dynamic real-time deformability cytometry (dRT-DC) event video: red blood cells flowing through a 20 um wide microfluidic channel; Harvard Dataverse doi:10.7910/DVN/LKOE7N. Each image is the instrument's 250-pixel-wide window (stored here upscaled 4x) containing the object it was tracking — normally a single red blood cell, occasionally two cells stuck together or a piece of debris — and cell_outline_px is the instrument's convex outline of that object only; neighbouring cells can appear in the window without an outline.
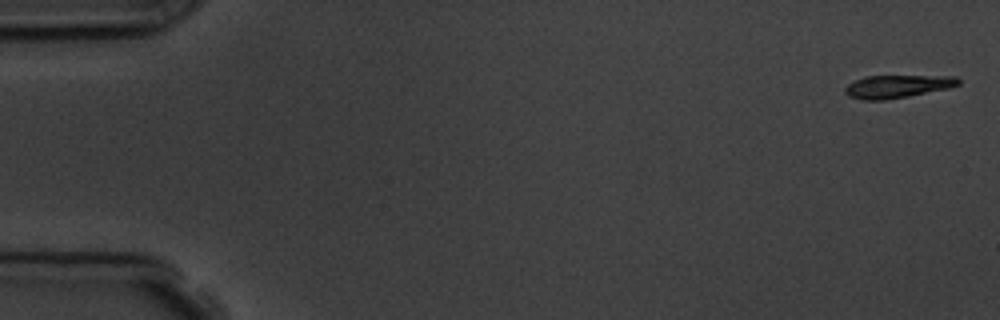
{"species": "common noctule bat (a hibernating species)", "species_latin": "Nyctalus noctula", "temperature_condition": "room temperature", "stored_images_in_passage": 5, "camera_frame_rate_fps": 3000, "um_per_image_px": 0.085, "animal": {"sex": "male", "body_mass_g": 19.5, "forearm_length_mm": 54.6}, "frame": {"image": 1, "passage_image": 1, "time_ms": 0.0, "image_size_px": [1000, 320], "cell_outline_px": [[960, 84], [948, 88], [908, 96], [884, 100], [864, 100], [848, 96], [844, 92], [844, 88], [848, 84], [864, 76], [956, 76], [960, 80]], "centroid_in_image_um": [76.25, 7.34], "position_along_channel_um": 8.7, "area_um2": 15.03}}
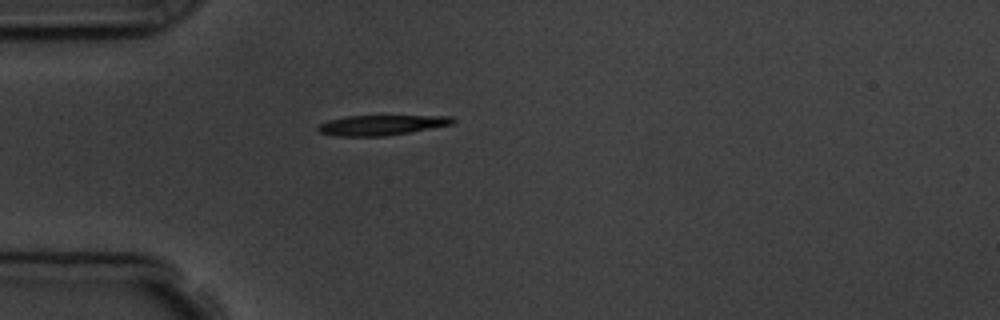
{"frame": {"image": 2, "passage_image": 5, "time_ms": 4.667, "image_size_px": [1000, 320], "cell_outline_px": [[456, 120], [452, 124], [408, 132], [384, 136], [336, 136], [320, 132], [316, 128], [320, 124], [328, 120], [348, 116], [452, 116]], "centroid_in_image_um": [32.4, 10.63], "position_along_channel_um": 52.6, "area_um2": 15.55}}